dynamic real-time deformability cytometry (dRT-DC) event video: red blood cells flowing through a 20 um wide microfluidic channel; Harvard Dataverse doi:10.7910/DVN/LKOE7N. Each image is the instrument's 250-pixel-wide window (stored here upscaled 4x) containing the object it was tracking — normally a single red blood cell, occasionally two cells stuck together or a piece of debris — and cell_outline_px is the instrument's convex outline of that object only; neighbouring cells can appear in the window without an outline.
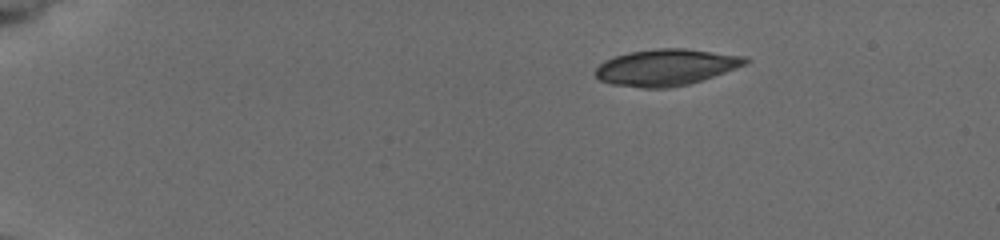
{"species": "common noctule bat (a hibernating species)", "species_latin": "Nyctalus noctula", "temperature_condition": "cold", "stored_images_in_passage": 47, "camera_frame_rate_fps": 3000, "um_per_image_px": 0.085, "animal": {"sex": "female", "body_mass_g": 19.5, "forearm_length_mm": 54.1}, "frame": {"image": 1, "passage_image": 1, "time_ms": 0.0, "image_size_px": [1000, 240], "cell_outline_px": [[748, 60], [744, 64], [700, 80], [684, 84], [660, 88], [648, 88], [616, 84], [600, 80], [596, 76], [596, 68], [600, 64], [616, 56], [632, 52], [668, 48], [680, 48], [736, 56]], "centroid_in_image_um": [56.51, 5.73], "position_along_channel_um": 28.5, "area_um2": 30.0}}